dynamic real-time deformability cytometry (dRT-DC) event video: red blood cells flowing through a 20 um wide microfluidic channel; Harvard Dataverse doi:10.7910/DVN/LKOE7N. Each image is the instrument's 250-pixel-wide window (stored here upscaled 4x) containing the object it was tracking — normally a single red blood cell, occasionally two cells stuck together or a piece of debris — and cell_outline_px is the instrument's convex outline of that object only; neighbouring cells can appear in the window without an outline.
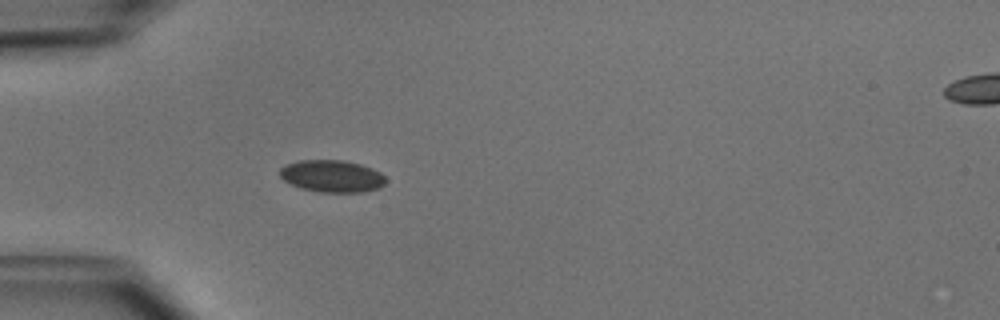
{"species": "common noctule bat (a hibernating species)", "species_latin": "Nyctalus noctula", "temperature_condition": "cold", "stored_images_in_passage": 36, "camera_frame_rate_fps": 3000, "um_per_image_px": 0.085, "animal": {"sex": "male", "body_mass_g": 15.6}, "frame": {"image": 1, "passage_image": 1, "time_ms": 0.0, "image_size_px": [1000, 320], "cell_outline_px": [[384, 184], [380, 188], [364, 192], [320, 192], [300, 188], [284, 180], [280, 176], [280, 168], [284, 164], [300, 160], [344, 160], [360, 164], [372, 168], [380, 172], [384, 176]], "centroid_in_image_um": [28.21, 14.97], "position_along_channel_um": 56.8, "area_um2": 19.88}}
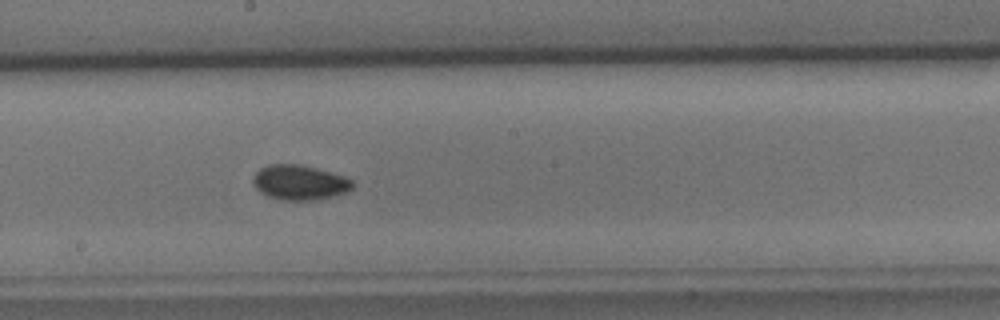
{"frame": {"image": 2, "passage_image": 14, "time_ms": 4.333, "image_size_px": [1000, 320], "cell_outline_px": [[352, 188], [348, 192], [316, 200], [280, 200], [268, 196], [260, 192], [256, 188], [252, 180], [256, 172], [260, 168], [268, 164], [300, 164], [316, 168], [344, 176], [352, 180]], "centroid_in_image_um": [25.45, 15.51], "position_along_channel_um": 222.8, "area_um2": 20.23}}
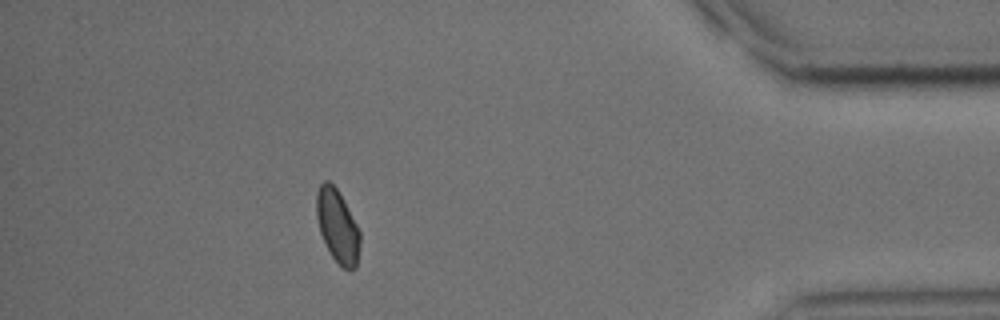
{"frame": {"image": 3, "passage_image": 31, "time_ms": 10.0, "image_size_px": [1000, 320], "cell_outline_px": [[360, 244], [356, 268], [344, 268], [332, 256], [324, 244], [320, 232], [316, 216], [316, 192], [320, 184], [324, 180], [328, 180], [336, 188], [344, 200], [360, 232]], "centroid_in_image_um": [28.66, 19.19], "position_along_channel_um": 406.5, "area_um2": 18.44}, "authors_computed_cell_mechanics": {"area_um2": 19.0451, "velocity_mm_per_s": 3.9813, "shape_relaxation_time_tau1_ms": 1.4094, "shape_relaxation_time_tau2_ms": 3.3642, "deformation_change_tau1": 0.056, "deformation_change_tau2": 0.0434}}